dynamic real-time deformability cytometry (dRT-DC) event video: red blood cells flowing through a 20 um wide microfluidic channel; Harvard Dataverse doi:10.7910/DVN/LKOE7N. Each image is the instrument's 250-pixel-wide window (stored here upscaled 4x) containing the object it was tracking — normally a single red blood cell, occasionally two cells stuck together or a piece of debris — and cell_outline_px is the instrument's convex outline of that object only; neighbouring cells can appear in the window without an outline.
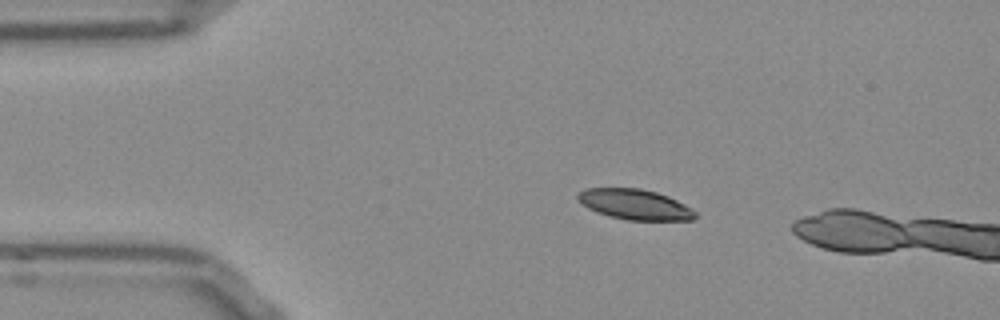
{"species": "Egyptian fruit bat (a non-hibernating species)", "species_latin": "Rousettus aegyptiacus", "temperature_condition": "room temperature", "stored_images_in_passage": 6, "camera_frame_rate_fps": 3000, "um_per_image_px": 0.085, "frame": {"image": 1, "passage_image": 1, "time_ms": 0.0, "image_size_px": [1000, 320], "cell_outline_px": [[696, 216], [692, 220], [628, 220], [608, 216], [596, 212], [588, 208], [576, 196], [580, 192], [588, 188], [640, 188], [656, 192], [668, 196], [692, 208], [696, 212]], "centroid_in_image_um": [53.99, 17.38], "position_along_channel_um": 31.0, "area_um2": 20.63}}